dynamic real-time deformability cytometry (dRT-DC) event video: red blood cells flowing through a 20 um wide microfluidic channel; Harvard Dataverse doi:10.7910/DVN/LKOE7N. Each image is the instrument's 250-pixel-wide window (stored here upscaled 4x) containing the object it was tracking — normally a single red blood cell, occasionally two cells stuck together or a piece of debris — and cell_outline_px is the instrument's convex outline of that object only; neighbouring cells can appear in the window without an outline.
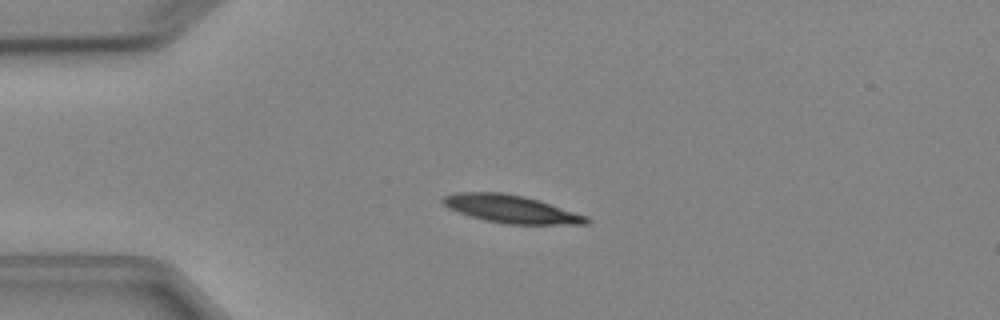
{"species": "Egyptian fruit bat (a non-hibernating species)", "species_latin": "Rousettus aegyptiacus", "temperature_condition": "cold", "stored_images_in_passage": 3, "camera_frame_rate_fps": 3000, "um_per_image_px": 0.085, "animal": {"sex": "female"}, "frame": {"image": 1, "passage_image": 2, "time_ms": 1.333, "image_size_px": [1000, 320], "cell_outline_px": [[592, 220], [588, 224], [504, 224], [484, 220], [448, 208], [440, 200], [444, 196], [452, 192], [504, 192], [524, 196], [588, 216]], "centroid_in_image_um": [43.43, 17.76], "position_along_channel_um": 41.6, "area_um2": 23.24}}